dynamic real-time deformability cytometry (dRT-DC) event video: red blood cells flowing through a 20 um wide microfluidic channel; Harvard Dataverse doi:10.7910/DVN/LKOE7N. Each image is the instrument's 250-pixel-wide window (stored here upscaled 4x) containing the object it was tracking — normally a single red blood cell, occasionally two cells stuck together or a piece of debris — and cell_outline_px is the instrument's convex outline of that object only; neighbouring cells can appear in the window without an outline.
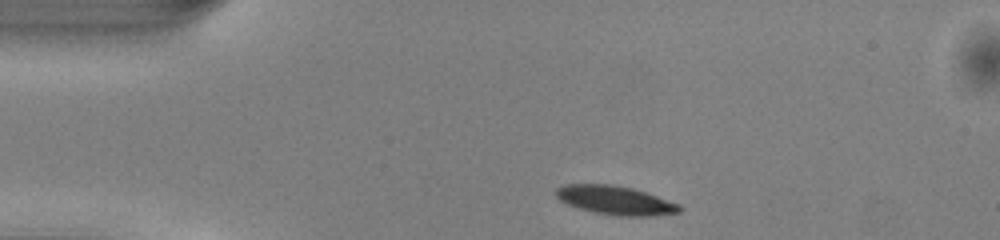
{"species": "common noctule bat (a hibernating species)", "species_latin": "Nyctalus noctula", "temperature_condition": "warm", "stored_images_in_passage": 41, "camera_frame_rate_fps": 3000, "um_per_image_px": 0.085, "animal": {"sex": "male", "body_mass_g": 13.0, "forearm_length_mm": 53.1}, "frame": {"image": 1, "passage_image": 1, "time_ms": 0.0, "image_size_px": [1000, 240], "cell_outline_px": [[684, 208], [680, 212], [648, 216], [616, 216], [596, 212], [580, 208], [568, 204], [560, 200], [556, 196], [556, 188], [564, 184], [612, 184], [632, 188], [680, 204]], "centroid_in_image_um": [52.31, 17.02], "position_along_channel_um": 32.7, "area_um2": 20.58}}
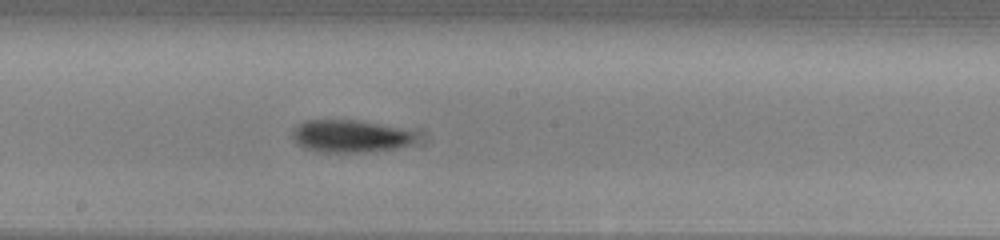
{"frame": {"image": 2, "passage_image": 18, "time_ms": 5.667, "image_size_px": [1000, 240], "cell_outline_px": [[412, 140], [408, 144], [396, 148], [364, 152], [320, 152], [304, 148], [296, 144], [292, 136], [292, 132], [304, 120], [356, 120], [400, 128], [412, 132]], "centroid_in_image_um": [29.66, 11.58], "position_along_channel_um": 218.5, "area_um2": 22.89}}
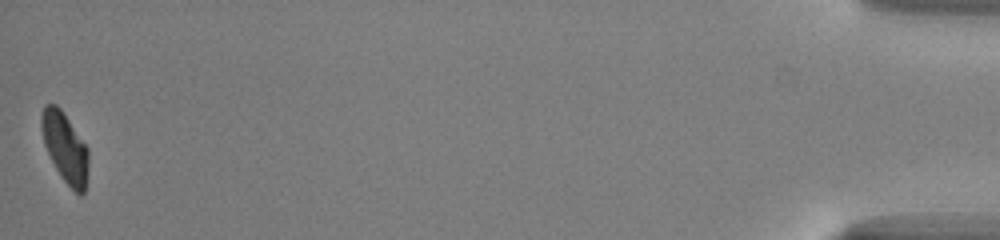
{"frame": {"image": 3, "passage_image": 41, "time_ms": 13.333, "image_size_px": [1000, 240], "cell_outline_px": [[88, 164], [84, 192], [80, 196], [60, 176], [44, 144], [40, 128], [40, 116], [44, 104], [56, 104], [60, 108], [88, 148]], "centroid_in_image_um": [5.5, 12.5], "position_along_channel_um": 429.7, "area_um2": 18.9}, "authors_computed_cell_mechanics": {"area_um2": 21.8484, "velocity_mm_per_s": 4.078, "shape_relaxation_time_tau1_ms": 2.5118, "shape_relaxation_time_tau2_ms": null, "deformation_change_tau1": 0.1069, "deformation_change_tau2": null}}